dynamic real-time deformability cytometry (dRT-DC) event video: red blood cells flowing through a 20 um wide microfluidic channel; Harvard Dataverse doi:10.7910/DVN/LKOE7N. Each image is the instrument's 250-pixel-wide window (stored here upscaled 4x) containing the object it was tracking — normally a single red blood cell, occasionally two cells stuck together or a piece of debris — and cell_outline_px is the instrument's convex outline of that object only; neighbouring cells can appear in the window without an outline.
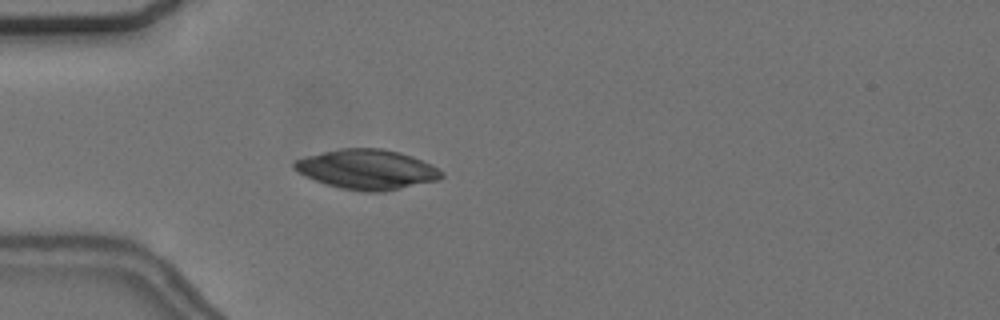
{"species": "common noctule bat (a hibernating species)", "species_latin": "Nyctalus noctula", "temperature_condition": "cold", "stored_images_in_passage": 43, "camera_frame_rate_fps": 3000, "um_per_image_px": 0.085, "animal": {"sex": "female", "body_mass_g": 24.6, "forearm_length_mm": 56.2}, "frame": {"image": 1, "passage_image": 7, "time_ms": 2.0, "image_size_px": [1000, 320], "cell_outline_px": [[444, 176], [440, 180], [384, 192], [364, 192], [340, 188], [324, 184], [292, 168], [292, 164], [296, 160], [308, 156], [340, 148], [380, 148], [400, 152], [412, 156], [432, 164], [440, 168], [444, 172]], "centroid_in_image_um": [31.27, 14.41], "position_along_channel_um": 53.7, "area_um2": 34.33}}
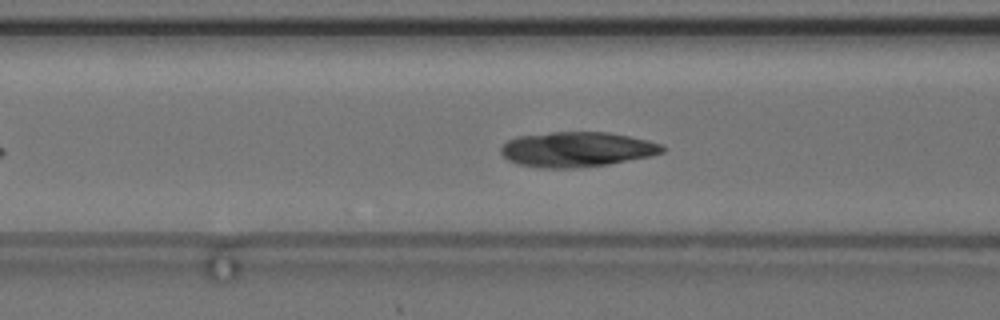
{"frame": {"image": 2, "passage_image": 13, "time_ms": 4.0, "image_size_px": [1000, 320], "cell_outline_px": [[664, 152], [652, 156], [608, 164], [572, 168], [540, 168], [516, 164], [508, 160], [500, 152], [500, 148], [508, 140], [516, 136], [552, 132], [608, 132], [648, 140], [660, 144], [664, 148]], "centroid_in_image_um": [49.0, 12.7], "position_along_channel_um": 117.6, "area_um2": 33.0}}